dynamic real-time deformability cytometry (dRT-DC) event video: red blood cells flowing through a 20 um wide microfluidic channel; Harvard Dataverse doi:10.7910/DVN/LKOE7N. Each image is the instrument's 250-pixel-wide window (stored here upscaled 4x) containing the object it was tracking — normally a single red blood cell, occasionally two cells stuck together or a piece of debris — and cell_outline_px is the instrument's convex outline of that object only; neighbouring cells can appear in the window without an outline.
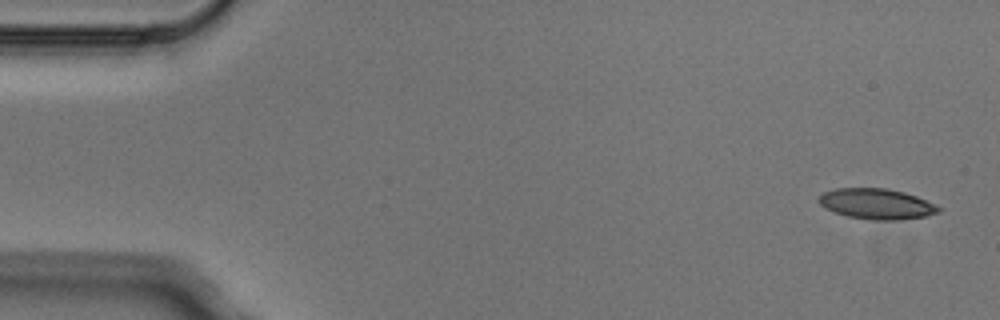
{"species": "Egyptian fruit bat (a non-hibernating species)", "species_latin": "Rousettus aegyptiacus", "temperature_condition": "cold", "stored_images_in_passage": 4, "camera_frame_rate_fps": 3000, "um_per_image_px": 0.085, "animal": {"sex": "male"}, "frame": {"image": 1, "passage_image": 1, "time_ms": 0.0, "image_size_px": [1000, 320], "cell_outline_px": [[944, 208], [940, 212], [924, 216], [896, 220], [876, 220], [848, 216], [836, 212], [820, 204], [816, 200], [824, 192], [836, 188], [888, 188], [904, 192], [916, 196]], "centroid_in_image_um": [74.54, 17.32], "position_along_channel_um": 10.5, "area_um2": 21.15}}
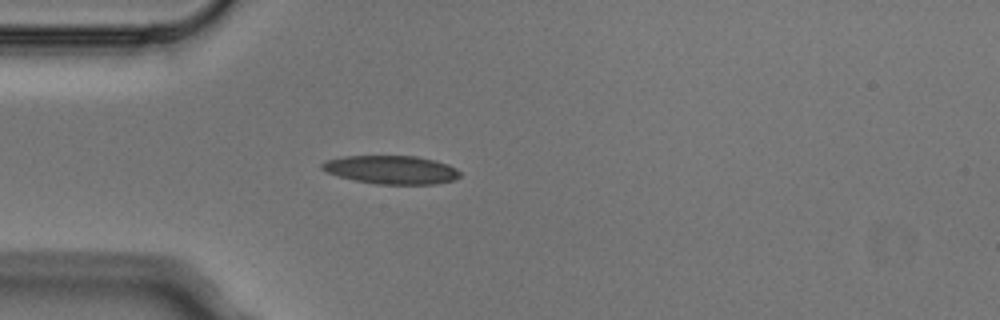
{"frame": {"image": 2, "passage_image": 4, "time_ms": 1.0, "image_size_px": [1000, 320], "cell_outline_px": [[460, 176], [452, 180], [436, 184], [376, 184], [356, 180], [340, 176], [328, 172], [320, 168], [320, 164], [324, 160], [344, 156], [416, 156], [436, 160], [448, 164], [456, 168], [460, 172]], "centroid_in_image_um": [33.26, 14.42], "position_along_channel_um": 51.7, "area_um2": 22.83}}